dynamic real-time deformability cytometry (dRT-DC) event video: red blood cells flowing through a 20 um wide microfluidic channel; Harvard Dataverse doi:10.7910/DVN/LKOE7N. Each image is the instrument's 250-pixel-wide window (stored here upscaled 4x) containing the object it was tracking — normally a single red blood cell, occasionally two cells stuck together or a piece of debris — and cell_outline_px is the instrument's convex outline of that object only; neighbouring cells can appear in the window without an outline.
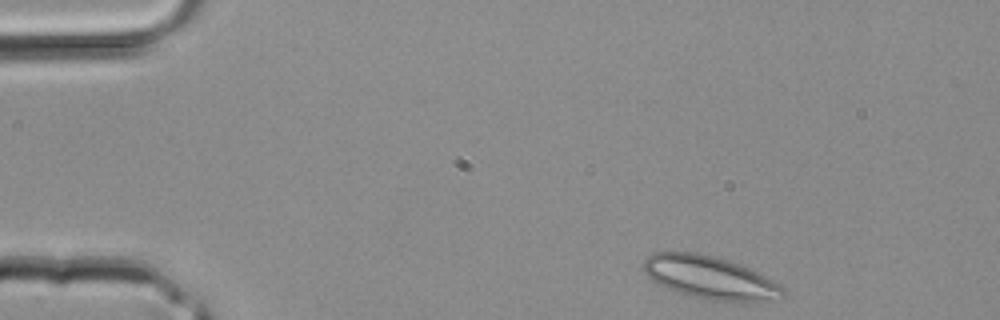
{"species": "common noctule bat (a hibernating species)", "species_latin": "Nyctalus noctula", "temperature_condition": "room temperature", "stored_images_in_passage": 2, "camera_frame_rate_fps": 3000, "um_per_image_px": 0.085, "animal": {"sex": "male", "body_mass_g": 20.4}, "frame": {"image": 1, "passage_image": 1, "time_ms": 0.0, "image_size_px": [1000, 320], "cell_outline_px": [[784, 296], [768, 300], [712, 300], [680, 292], [668, 288], [652, 280], [644, 272], [644, 260], [652, 252], [696, 252], [716, 256], [740, 264], [764, 276], [784, 288]], "centroid_in_image_um": [60.3, 23.55], "position_along_channel_um": 24.7, "area_um2": 33.93}}